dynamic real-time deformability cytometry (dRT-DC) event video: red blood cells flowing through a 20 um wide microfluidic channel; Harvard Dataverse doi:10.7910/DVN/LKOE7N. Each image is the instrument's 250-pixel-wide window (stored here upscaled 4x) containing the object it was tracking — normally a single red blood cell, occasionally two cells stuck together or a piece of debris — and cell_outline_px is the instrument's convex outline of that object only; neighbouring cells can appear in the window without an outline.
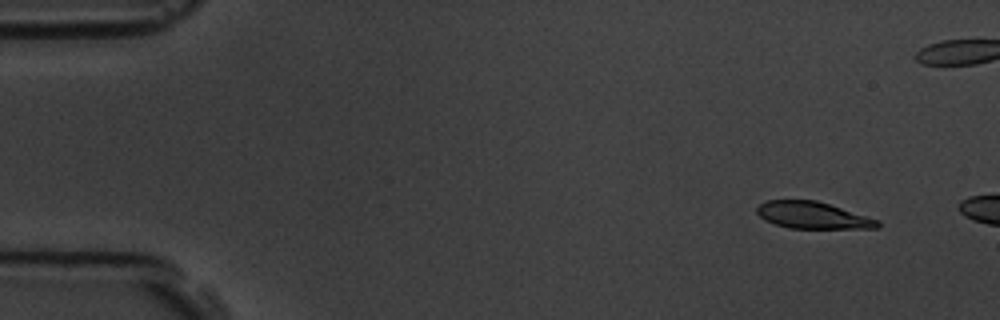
{"species": "common noctule bat (a hibernating species)", "species_latin": "Nyctalus noctula", "temperature_condition": "room temperature", "stored_images_in_passage": 4, "camera_frame_rate_fps": 3000, "um_per_image_px": 0.085, "animal": {"sex": "male", "body_mass_g": 19.5, "forearm_length_mm": 54.6}, "frame": {"image": 1, "passage_image": 2, "time_ms": 1.333, "image_size_px": [1000, 320], "cell_outline_px": [[880, 228], [788, 228], [764, 220], [756, 212], [756, 208], [760, 204], [768, 200], [816, 200], [880, 220]], "centroid_in_image_um": [69.08, 18.3], "position_along_channel_um": 15.9, "area_um2": 18.79}}